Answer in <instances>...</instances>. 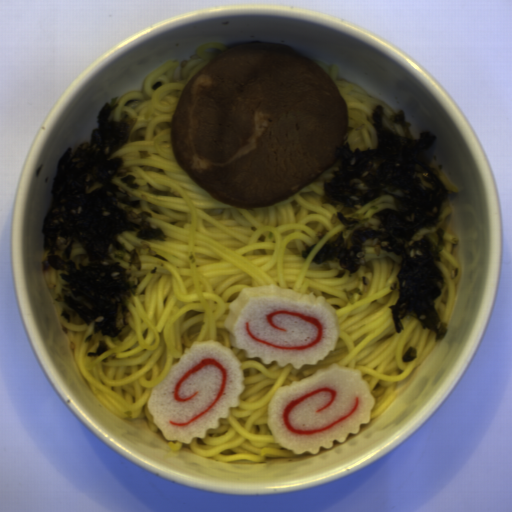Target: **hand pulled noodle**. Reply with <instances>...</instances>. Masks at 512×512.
Instances as JSON below:
<instances>
[{
    "label": "hand pulled noodle",
    "mask_w": 512,
    "mask_h": 512,
    "mask_svg": "<svg viewBox=\"0 0 512 512\" xmlns=\"http://www.w3.org/2000/svg\"><path fill=\"white\" fill-rule=\"evenodd\" d=\"M221 43L206 44L188 60H170L144 78L141 91H129L109 116L110 122L125 115L133 119L129 141L111 158H121L135 178L133 189L112 179L121 191L139 200L152 214V228L161 229L166 240H144L132 230L118 237L126 251L136 249L141 263L131 265L137 292L129 302L130 333L123 341L101 331L86 342L94 323L70 324L62 315L56 294L64 287L61 270L44 272L53 307L72 347L76 363L96 399L123 419L145 418L150 431H161L154 422L148 401L152 388L170 374L196 342L211 341L228 348L241 363L242 393L228 418L218 420L204 438L191 443L168 440L171 451L188 448L209 460L266 461L267 458L299 456L281 447L269 426V407L277 391L302 382L332 363L359 370L368 383L374 407L369 420L388 409L398 382L421 367L437 343L436 333L423 328L415 312H408L397 333L391 305L399 291L395 281L402 258L372 244L364 249L365 263L355 273L337 278L342 267L334 259L318 264L314 257L336 233L346 239L357 228H379L373 219L381 209L397 211L387 193L364 206L323 204V185L339 169L336 158L310 184L267 207L242 209L215 199L179 165L173 151L171 120L174 108L190 82L204 65L224 50ZM162 80L163 86L152 90ZM138 100L130 107L127 100ZM359 218L348 228L337 218ZM329 230L319 240L316 233ZM317 244L308 259L301 256L306 245ZM366 276L368 286L361 277ZM291 288L300 294L324 296L337 311L339 339L335 350L317 364L294 369L290 364H263L259 357L232 347L224 325L228 304L243 288L258 285ZM361 288L354 304L344 289ZM109 346L101 357L98 341ZM418 356L405 363L410 348Z\"/></svg>",
    "instance_id": "obj_1"
},
{
    "label": "hand pulled noodle",
    "mask_w": 512,
    "mask_h": 512,
    "mask_svg": "<svg viewBox=\"0 0 512 512\" xmlns=\"http://www.w3.org/2000/svg\"><path fill=\"white\" fill-rule=\"evenodd\" d=\"M315 63V62H314ZM325 70L346 103L347 130L345 142L352 151L376 149L378 134L372 125V116L376 106L383 100L370 96L366 90L355 83L343 80L338 70L330 64L315 63Z\"/></svg>",
    "instance_id": "obj_2"
},
{
    "label": "hand pulled noodle",
    "mask_w": 512,
    "mask_h": 512,
    "mask_svg": "<svg viewBox=\"0 0 512 512\" xmlns=\"http://www.w3.org/2000/svg\"><path fill=\"white\" fill-rule=\"evenodd\" d=\"M452 207L445 201L442 213L434 226L415 232L412 240L419 241L424 236L428 237L434 244L438 243L437 231L444 229V248L440 252V260L436 265L444 279L443 289L435 301L434 308L441 319L450 324L456 293L462 277L460 265L456 255V244L458 237L452 226Z\"/></svg>",
    "instance_id": "obj_3"
},
{
    "label": "hand pulled noodle",
    "mask_w": 512,
    "mask_h": 512,
    "mask_svg": "<svg viewBox=\"0 0 512 512\" xmlns=\"http://www.w3.org/2000/svg\"><path fill=\"white\" fill-rule=\"evenodd\" d=\"M70 259L74 261L76 269L79 264L88 265V255L82 245L75 242L70 250Z\"/></svg>",
    "instance_id": "obj_4"
},
{
    "label": "hand pulled noodle",
    "mask_w": 512,
    "mask_h": 512,
    "mask_svg": "<svg viewBox=\"0 0 512 512\" xmlns=\"http://www.w3.org/2000/svg\"><path fill=\"white\" fill-rule=\"evenodd\" d=\"M431 168V167H430ZM434 173L439 177V179L441 180V182L443 183L444 187L446 188V190L448 191L449 193V196L451 194H456L459 190L457 189V187L453 184V182L448 178V176L446 174H444L443 172H441L440 170H438L437 168H431Z\"/></svg>",
    "instance_id": "obj_5"
}]
</instances>
